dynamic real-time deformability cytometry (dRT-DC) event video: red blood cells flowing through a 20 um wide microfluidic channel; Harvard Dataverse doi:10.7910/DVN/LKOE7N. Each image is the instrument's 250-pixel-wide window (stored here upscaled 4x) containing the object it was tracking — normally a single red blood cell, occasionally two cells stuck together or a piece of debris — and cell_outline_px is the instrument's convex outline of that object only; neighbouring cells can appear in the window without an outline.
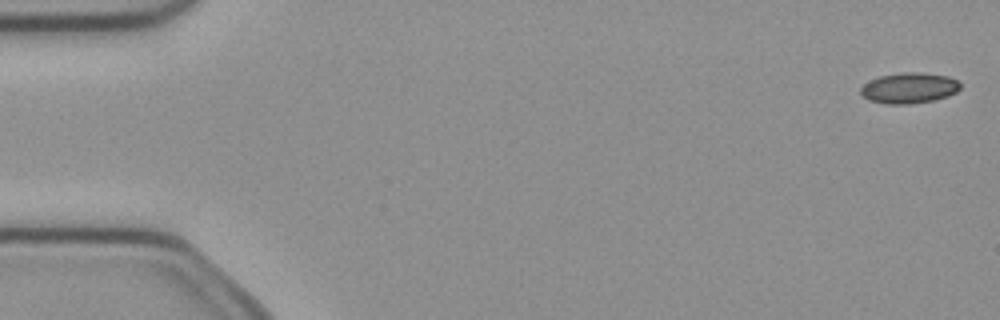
{"species": "common noctule bat (a hibernating species)", "species_latin": "Nyctalus noctula", "temperature_condition": "cold", "stored_images_in_passage": 5, "camera_frame_rate_fps": 3000, "um_per_image_px": 0.085, "animal": {"sex": "female", "body_mass_g": 21.9}, "frame": {"image": 1, "passage_image": 1, "time_ms": 0.0, "image_size_px": [1000, 320], "cell_outline_px": [[960, 88], [956, 92], [948, 96], [936, 100], [908, 104], [888, 104], [868, 100], [860, 92], [860, 88], [864, 84], [880, 76], [900, 72], [920, 72], [948, 76], [956, 80], [960, 84]], "centroid_in_image_um": [77.29, 7.48], "position_along_channel_um": 7.7, "area_um2": 17.8}}